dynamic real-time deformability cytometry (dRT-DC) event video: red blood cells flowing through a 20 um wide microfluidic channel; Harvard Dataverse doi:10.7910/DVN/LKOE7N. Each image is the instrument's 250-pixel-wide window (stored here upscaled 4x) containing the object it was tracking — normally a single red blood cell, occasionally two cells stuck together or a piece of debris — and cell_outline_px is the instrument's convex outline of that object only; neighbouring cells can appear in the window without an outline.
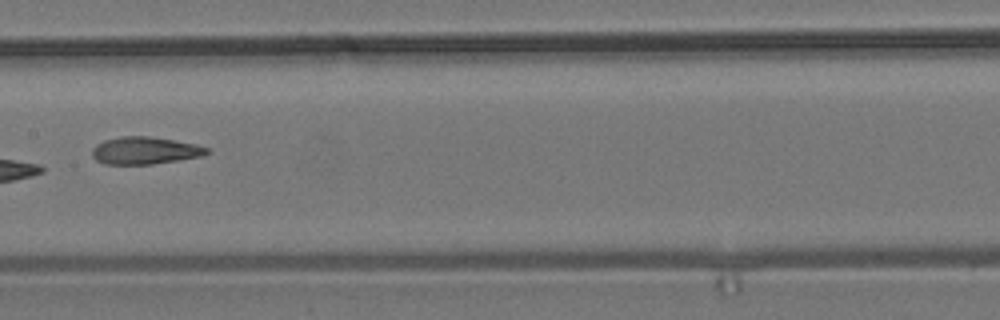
{"species": "common noctule bat (a hibernating species)", "species_latin": "Nyctalus noctula", "temperature_condition": "room temperature", "stored_images_in_passage": 12, "camera_frame_rate_fps": 3000, "um_per_image_px": 0.085, "animal": {"sex": "male", "body_mass_g": 19.2, "forearm_length_mm": 51.8}, "frame": {"image": 1, "passage_image": 6, "time_ms": 7.0, "image_size_px": [1000, 320], "cell_outline_px": [[212, 152], [200, 156], [152, 164], [104, 164], [96, 160], [92, 156], [92, 148], [96, 144], [104, 140], [120, 136], [148, 136], [196, 144], [208, 148]], "centroid_in_image_um": [12.28, 12.79], "position_along_channel_um": 195.1, "area_um2": 18.21}}
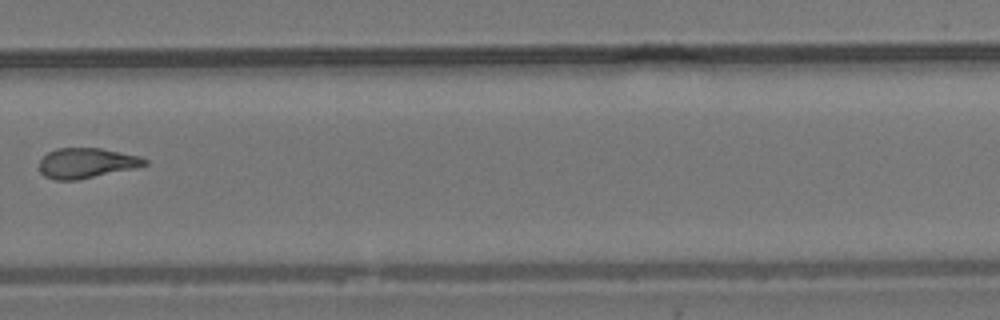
{"frame": {"image": 2, "passage_image": 9, "time_ms": 10.333, "image_size_px": [1000, 320], "cell_outline_px": [[148, 164], [132, 168], [76, 180], [56, 180], [44, 176], [40, 172], [40, 160], [48, 152], [56, 148], [100, 148], [140, 156], [148, 160]], "centroid_in_image_um": [7.32, 13.85], "position_along_channel_um": 322.5, "area_um2": 18.26}}
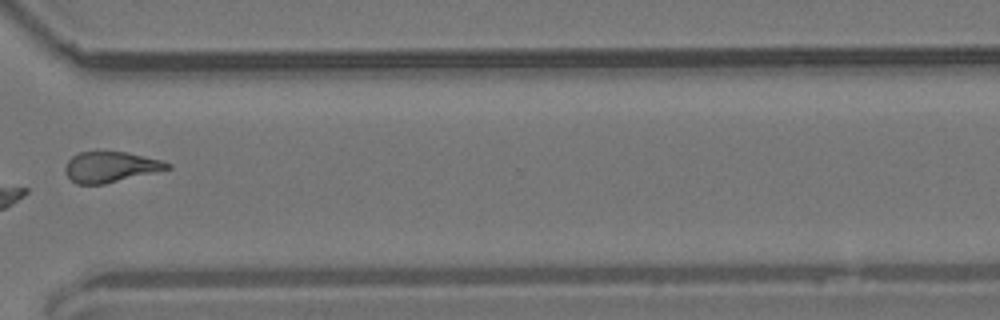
{"frame": {"image": 3, "passage_image": 10, "time_ms": 11.333, "image_size_px": [1000, 320], "cell_outline_px": [[172, 168], [104, 184], [76, 184], [64, 172], [64, 168], [68, 160], [72, 156], [80, 152], [128, 152], [164, 160], [172, 164]], "centroid_in_image_um": [9.42, 14.18], "position_along_channel_um": 361.2, "area_um2": 18.26}, "authors_computed_cell_mechanics": {"area_um2": 18.2359, "velocity_mm_per_s": 3.8205, "shape_relaxation_time_tau1_ms": null, "shape_relaxation_time_tau2_ms": 4.7333, "deformation_change_tau1": null, "deformation_change_tau2": 0.112}}